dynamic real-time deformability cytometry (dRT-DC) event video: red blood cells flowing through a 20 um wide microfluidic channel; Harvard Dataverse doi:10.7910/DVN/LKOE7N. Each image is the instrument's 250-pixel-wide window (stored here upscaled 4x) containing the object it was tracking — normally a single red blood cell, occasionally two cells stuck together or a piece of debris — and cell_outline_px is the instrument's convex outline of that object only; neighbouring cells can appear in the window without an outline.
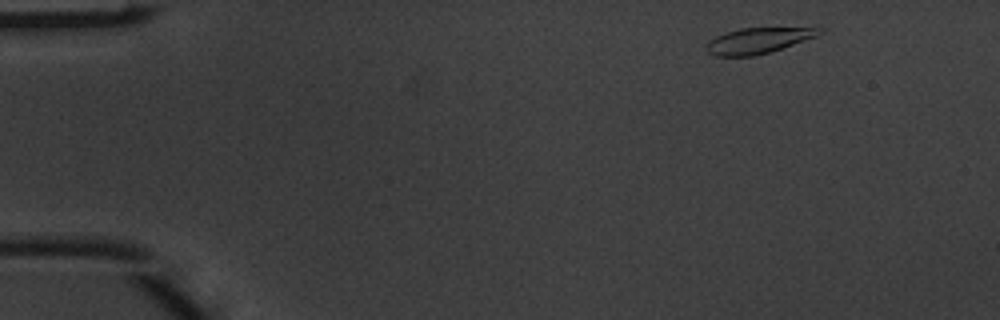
{"species": "common noctule bat (a hibernating species)", "species_latin": "Nyctalus noctula", "temperature_condition": "warm", "stored_images_in_passage": 4, "camera_frame_rate_fps": 3000, "um_per_image_px": 0.085, "animal": {"sex": "male", "body_mass_g": 20.1, "forearm_length_mm": 53.5}, "frame": {"image": 1, "passage_image": 1, "time_ms": 0.0, "image_size_px": [1000, 320], "cell_outline_px": [[824, 32], [816, 36], [768, 52], [752, 56], [716, 56], [708, 52], [704, 48], [708, 40], [716, 36], [740, 28], [816, 24], [824, 28]], "centroid_in_image_um": [64.59, 3.37], "position_along_channel_um": 20.4, "area_um2": 17.8}}
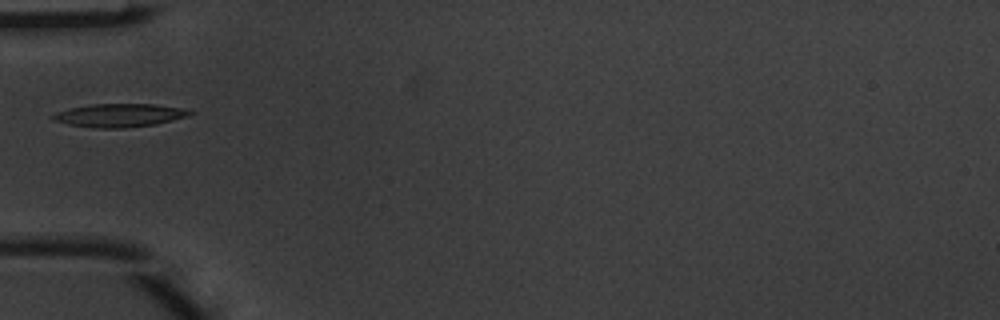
{"frame": {"image": 2, "passage_image": 4, "time_ms": 1.0, "image_size_px": [1000, 320], "cell_outline_px": [[196, 112], [188, 116], [156, 124], [124, 128], [92, 128], [68, 124], [52, 120], [52, 116], [56, 112], [68, 108], [88, 104], [156, 104], [180, 108]], "centroid_in_image_um": [10.12, 9.8], "position_along_channel_um": 74.9, "area_um2": 18.67}}